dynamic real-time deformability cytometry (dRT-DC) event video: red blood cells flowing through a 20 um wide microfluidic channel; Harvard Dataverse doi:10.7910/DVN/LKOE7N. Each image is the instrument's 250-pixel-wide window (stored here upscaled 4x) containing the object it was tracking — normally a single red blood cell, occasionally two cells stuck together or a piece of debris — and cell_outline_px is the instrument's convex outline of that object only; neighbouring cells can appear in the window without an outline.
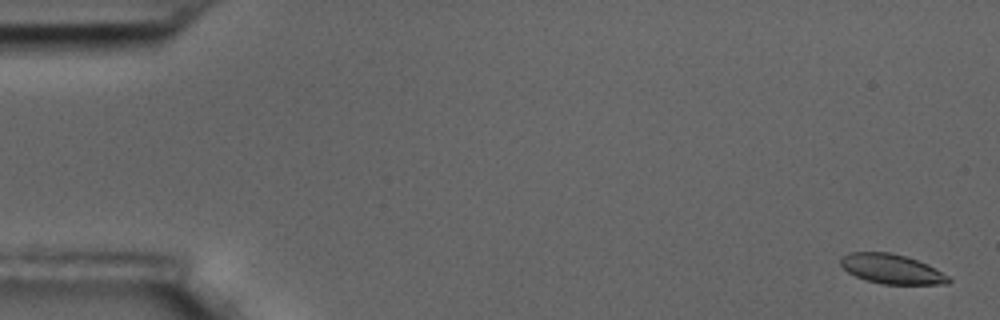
{"species": "common noctule bat (a hibernating species)", "species_latin": "Nyctalus noctula", "temperature_condition": "room temperature", "stored_images_in_passage": 5, "camera_frame_rate_fps": 3000, "um_per_image_px": 0.085, "animal": {"sex": "male", "body_mass_g": 17.5, "forearm_length_mm": 52.3}, "frame": {"image": 1, "passage_image": 1, "time_ms": 0.0, "image_size_px": [1000, 320], "cell_outline_px": [[952, 280], [948, 284], [880, 284], [856, 276], [848, 272], [840, 264], [840, 260], [848, 252], [892, 252], [928, 264], [948, 276]], "centroid_in_image_um": [75.8, 22.86], "position_along_channel_um": 9.2, "area_um2": 18.5}}
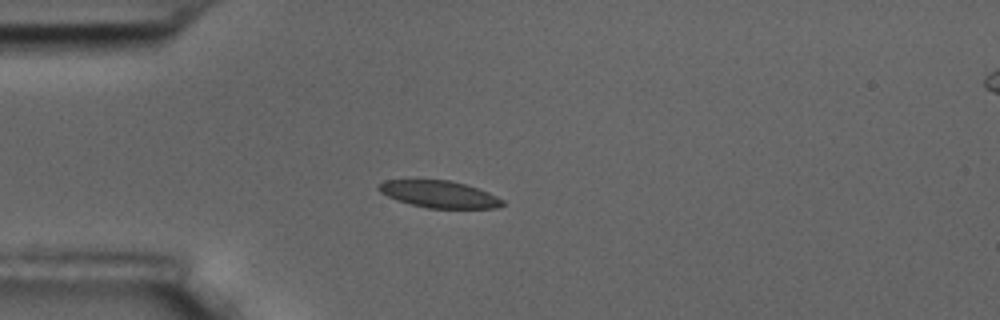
{"frame": {"image": 2, "passage_image": 5, "time_ms": 1.333, "image_size_px": [1000, 320], "cell_outline_px": [[504, 204], [496, 208], [428, 208], [396, 200], [380, 192], [376, 188], [384, 180], [448, 180], [464, 184], [488, 192], [504, 200]], "centroid_in_image_um": [37.32, 16.51], "position_along_channel_um": 47.7, "area_um2": 19.25}}